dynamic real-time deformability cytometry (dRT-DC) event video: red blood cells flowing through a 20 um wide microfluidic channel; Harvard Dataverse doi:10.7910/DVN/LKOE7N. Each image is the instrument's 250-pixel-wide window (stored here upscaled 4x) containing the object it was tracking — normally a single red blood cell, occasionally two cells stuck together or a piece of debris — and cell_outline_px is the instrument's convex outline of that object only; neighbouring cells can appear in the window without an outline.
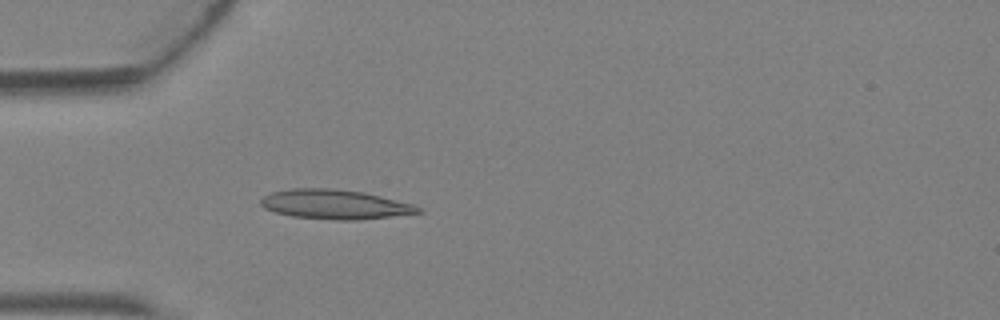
{"species": "Egyptian fruit bat (a non-hibernating species)", "species_latin": "Rousettus aegyptiacus", "temperature_condition": "warm", "stored_images_in_passage": 3, "camera_frame_rate_fps": 3000, "um_per_image_px": 0.085, "animal": {"sex": "female"}, "frame": {"image": 1, "passage_image": 3, "time_ms": 0.667, "image_size_px": [1000, 320], "cell_outline_px": [[424, 212], [356, 220], [340, 220], [292, 216], [276, 212], [264, 208], [260, 204], [260, 200], [264, 196], [272, 192], [292, 188], [332, 188], [364, 192], [416, 204], [424, 208]], "centroid_in_image_um": [28.52, 17.36], "position_along_channel_um": 56.5, "area_um2": 27.11}}